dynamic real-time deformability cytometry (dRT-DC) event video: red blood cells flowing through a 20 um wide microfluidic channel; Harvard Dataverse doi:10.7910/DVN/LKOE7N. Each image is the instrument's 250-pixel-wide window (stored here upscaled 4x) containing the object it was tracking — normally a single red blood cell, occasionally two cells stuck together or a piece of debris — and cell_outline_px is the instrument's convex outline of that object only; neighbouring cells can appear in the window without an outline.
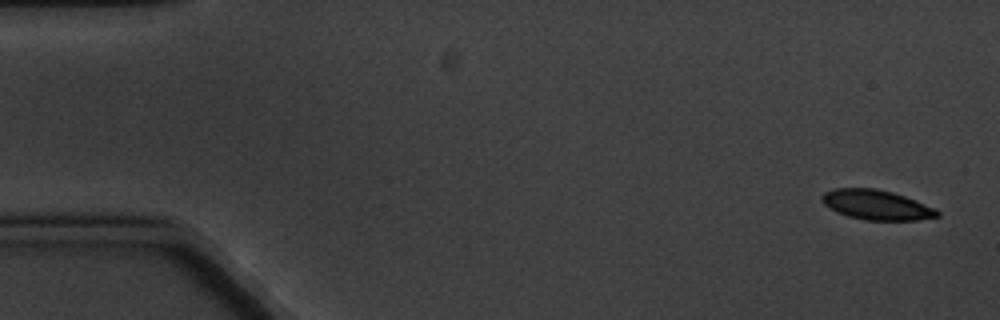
{"species": "common noctule bat (a hibernating species)", "species_latin": "Nyctalus noctula", "temperature_condition": "cold", "stored_images_in_passage": 8, "camera_frame_rate_fps": 3000, "um_per_image_px": 0.085, "animal": {"sex": "male", "body_mass_g": 20.1, "forearm_length_mm": 53.5}, "frame": {"image": 1, "passage_image": 1, "time_ms": 0.0, "image_size_px": [1000, 320], "cell_outline_px": [[940, 216], [916, 220], [864, 220], [848, 216], [836, 212], [824, 204], [820, 200], [820, 196], [824, 192], [832, 188], [876, 188], [892, 192], [904, 196], [936, 208], [940, 212]], "centroid_in_image_um": [74.47, 17.41], "position_along_channel_um": 10.5, "area_um2": 20.17}}
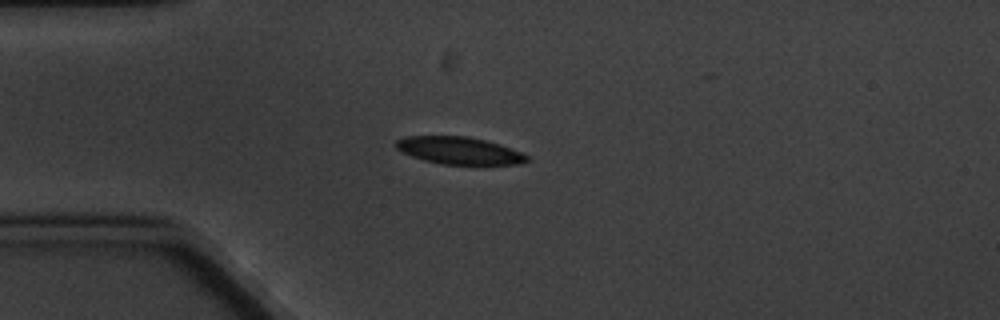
{"frame": {"image": 2, "passage_image": 5, "time_ms": 4.333, "image_size_px": [1000, 320], "cell_outline_px": [[528, 160], [516, 164], [440, 164], [424, 160], [400, 152], [396, 148], [396, 140], [404, 136], [468, 136], [500, 144], [520, 152], [528, 156]], "centroid_in_image_um": [38.97, 12.79], "position_along_channel_um": 46.0, "area_um2": 20.69}}
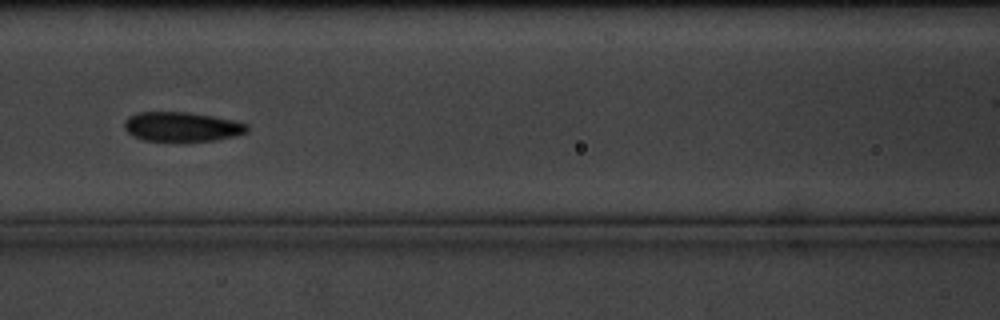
{"frame": {"image": 3, "passage_image": 8, "time_ms": 8.0, "image_size_px": [1000, 320], "cell_outline_px": [[248, 132], [236, 136], [216, 140], [144, 140], [132, 136], [124, 128], [124, 120], [128, 116], [140, 112], [188, 112], [212, 116], [232, 120], [248, 124]], "centroid_in_image_um": [15.45, 10.76], "position_along_channel_um": 151.1, "area_um2": 20.92}}